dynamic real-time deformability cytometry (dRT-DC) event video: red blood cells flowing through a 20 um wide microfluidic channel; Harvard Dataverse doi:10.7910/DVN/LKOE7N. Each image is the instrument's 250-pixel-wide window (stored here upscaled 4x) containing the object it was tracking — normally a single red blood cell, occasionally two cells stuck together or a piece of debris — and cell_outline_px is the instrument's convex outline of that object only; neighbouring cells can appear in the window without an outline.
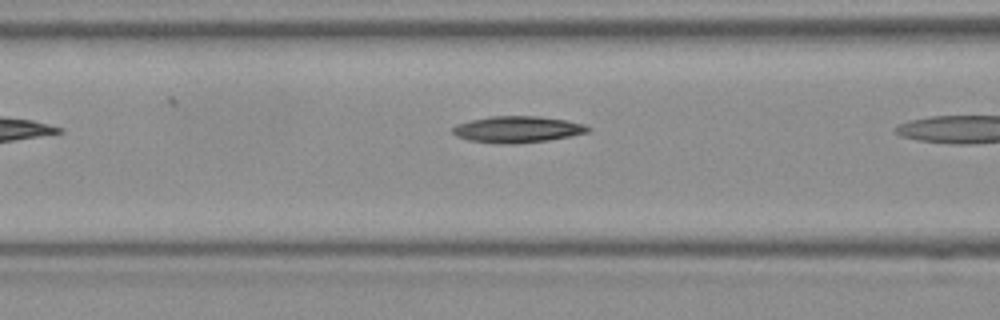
{"species": "Egyptian fruit bat (a non-hibernating species)", "species_latin": "Rousettus aegyptiacus", "temperature_condition": "room temperature", "stored_images_in_passage": 6, "camera_frame_rate_fps": 3000, "um_per_image_px": 0.085, "frame": {"image": 1, "passage_image": 5, "time_ms": 1.333, "image_size_px": [1000, 320], "cell_outline_px": [[592, 128], [588, 132], [548, 140], [516, 144], [500, 144], [468, 140], [456, 136], [452, 132], [452, 128], [456, 124], [472, 120], [492, 116], [540, 116], [568, 120], [584, 124]], "centroid_in_image_um": [43.98, 11.0], "position_along_channel_um": 122.6, "area_um2": 20.92}}